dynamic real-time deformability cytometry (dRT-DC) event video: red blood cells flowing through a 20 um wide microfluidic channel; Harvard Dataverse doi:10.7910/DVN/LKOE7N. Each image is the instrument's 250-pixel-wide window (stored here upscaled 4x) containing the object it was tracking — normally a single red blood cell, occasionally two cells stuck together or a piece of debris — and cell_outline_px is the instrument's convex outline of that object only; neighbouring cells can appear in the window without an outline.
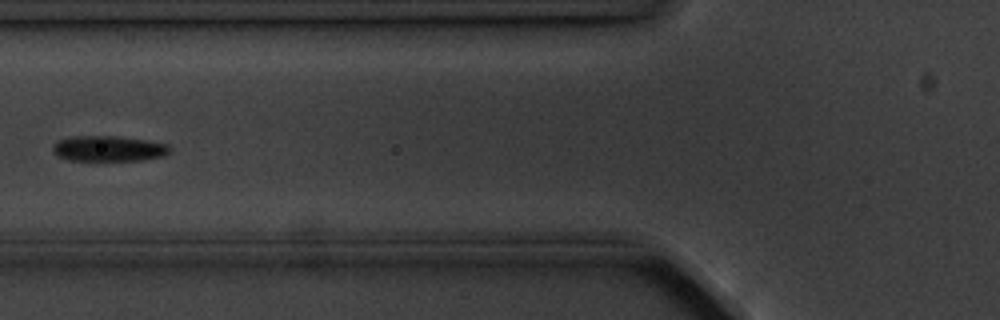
{"species": "common noctule bat (a hibernating species)", "species_latin": "Nyctalus noctula", "temperature_condition": "cold", "stored_images_in_passage": 14, "camera_frame_rate_fps": 3000, "um_per_image_px": 0.085, "animal": {"sex": "male", "body_mass_g": 20.1, "forearm_length_mm": 53.5}, "frame": {"image": 1, "passage_image": 5, "time_ms": 5.667, "image_size_px": [1000, 320], "cell_outline_px": [[172, 148], [164, 156], [144, 160], [68, 160], [56, 156], [52, 152], [52, 144], [56, 140], [72, 136], [120, 136], [168, 144]], "centroid_in_image_um": [9.18, 12.62], "position_along_channel_um": 116.6, "area_um2": 17.63}}
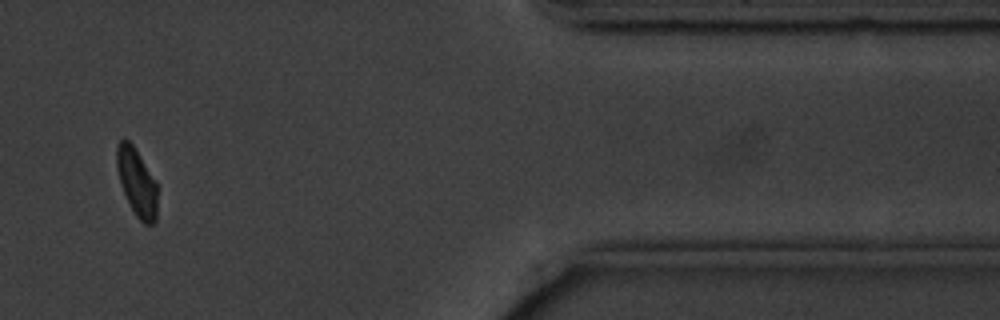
{"frame": {"image": 2, "passage_image": 12, "time_ms": 14.667, "image_size_px": [1000, 320], "cell_outline_px": [[156, 220], [152, 224], [144, 224], [136, 216], [120, 184], [116, 168], [116, 144], [124, 136], [132, 144], [156, 184]], "centroid_in_image_um": [11.58, 15.46], "position_along_channel_um": 399.8, "area_um2": 15.66}, "authors_computed_cell_mechanics": {"area_um2": 17.4845, "velocity_mm_per_s": 3.5612, "shape_relaxation_time_tau1_ms": 0.7453, "shape_relaxation_time_tau2_ms": null, "deformation_change_tau1": 0.0716, "deformation_change_tau2": null}}